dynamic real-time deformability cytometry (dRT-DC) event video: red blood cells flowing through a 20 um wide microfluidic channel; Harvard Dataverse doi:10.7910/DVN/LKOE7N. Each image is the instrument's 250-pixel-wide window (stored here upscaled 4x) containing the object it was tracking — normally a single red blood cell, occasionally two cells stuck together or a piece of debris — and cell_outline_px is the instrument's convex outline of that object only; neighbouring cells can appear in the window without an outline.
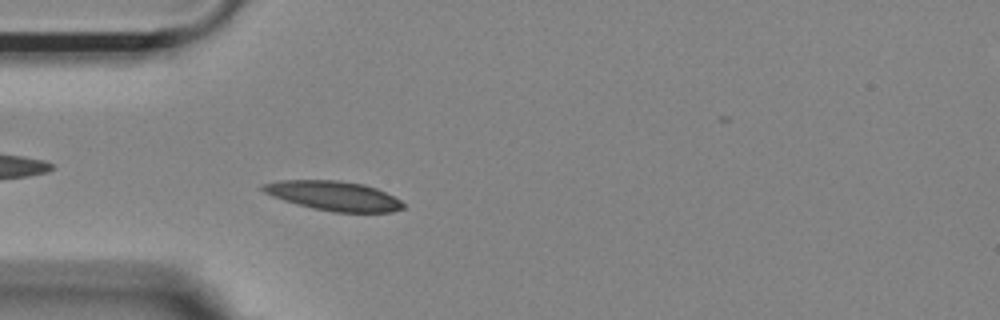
{"species": "Egyptian fruit bat (a non-hibernating species)", "species_latin": "Rousettus aegyptiacus", "temperature_condition": "room temperature", "stored_images_in_passage": 33, "camera_frame_rate_fps": 3000, "um_per_image_px": 0.085, "animal": {"sex": "female"}, "frame": {"image": 1, "passage_image": 6, "time_ms": 1.667, "image_size_px": [1000, 320], "cell_outline_px": [[404, 208], [392, 212], [332, 212], [312, 208], [296, 204], [272, 196], [264, 192], [260, 188], [260, 184], [276, 180], [336, 180], [364, 184], [376, 188], [400, 200], [404, 204]], "centroid_in_image_um": [28.32, 16.64], "position_along_channel_um": 56.7, "area_um2": 24.16}}
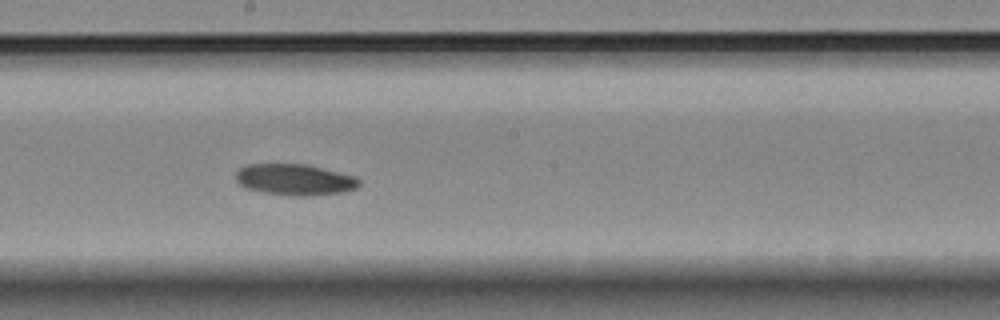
{"frame": {"image": 2, "passage_image": 20, "time_ms": 6.333, "image_size_px": [1000, 320], "cell_outline_px": [[360, 184], [356, 188], [344, 192], [312, 196], [292, 196], [264, 192], [244, 188], [236, 180], [236, 172], [244, 164], [308, 164], [356, 176], [360, 180]], "centroid_in_image_um": [25.07, 15.27], "position_along_channel_um": 223.1, "area_um2": 22.72}}
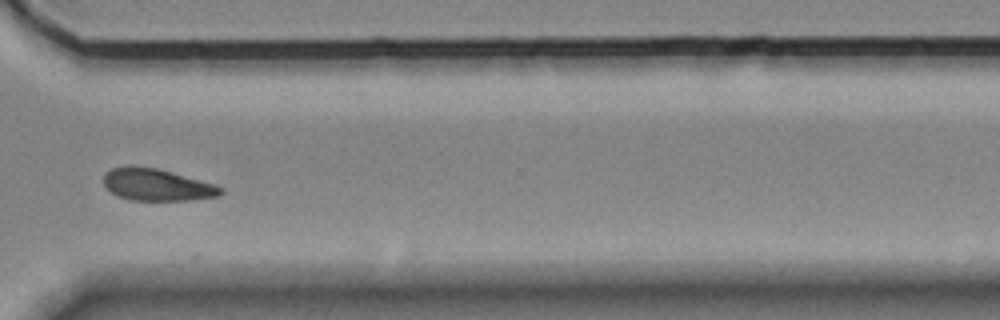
{"frame": {"image": 3, "passage_image": 31, "time_ms": 10.0, "image_size_px": [1000, 320], "cell_outline_px": [[224, 192], [220, 196], [192, 200], [128, 200], [116, 196], [104, 184], [104, 172], [112, 168], [156, 168], [216, 184], [224, 188]], "centroid_in_image_um": [13.4, 15.74], "position_along_channel_um": 357.2, "area_um2": 21.5}}